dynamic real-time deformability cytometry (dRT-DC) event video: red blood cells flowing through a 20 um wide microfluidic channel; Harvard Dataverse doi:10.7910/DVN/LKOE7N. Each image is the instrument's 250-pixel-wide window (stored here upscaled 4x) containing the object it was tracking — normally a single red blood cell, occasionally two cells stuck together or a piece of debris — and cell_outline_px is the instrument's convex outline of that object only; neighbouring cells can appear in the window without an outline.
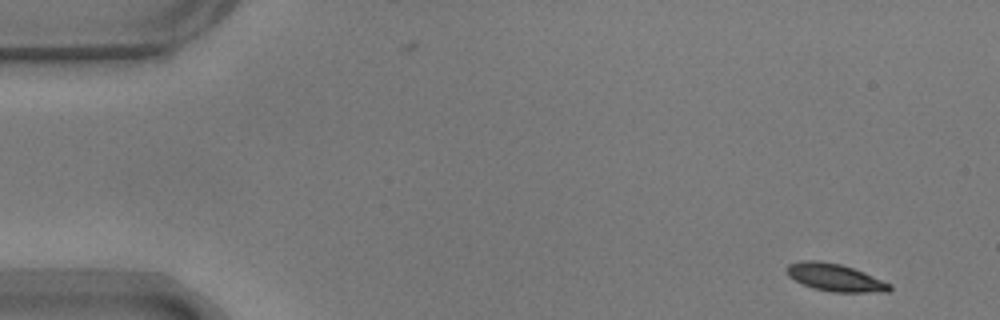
{"species": "common noctule bat (a hibernating species)", "species_latin": "Nyctalus noctula", "temperature_condition": "warm", "stored_images_in_passage": 52, "camera_frame_rate_fps": 3000, "um_per_image_px": 0.085, "animal": {"sex": "male", "body_mass_g": 17.9}, "frame": {"image": 1, "passage_image": 1, "time_ms": 0.0, "image_size_px": [1000, 320], "cell_outline_px": [[892, 288], [888, 292], [832, 292], [812, 288], [788, 276], [784, 268], [788, 264], [800, 260], [820, 260], [840, 264], [852, 268], [892, 284]], "centroid_in_image_um": [70.94, 23.58], "position_along_channel_um": 14.1, "area_um2": 16.53}}
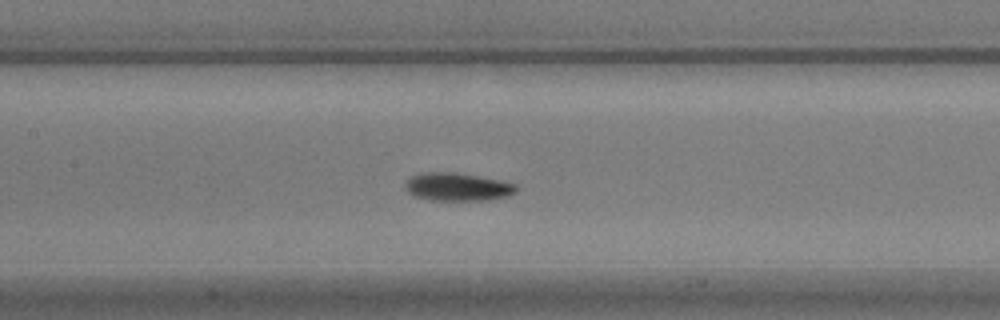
{"frame": {"image": 2, "passage_image": 23, "time_ms": 7.333, "image_size_px": [1000, 320], "cell_outline_px": [[516, 192], [508, 196], [488, 200], [428, 200], [412, 196], [404, 188], [404, 184], [412, 176], [424, 172], [452, 172], [500, 180], [516, 184]], "centroid_in_image_um": [38.85, 15.89], "position_along_channel_um": 168.5, "area_um2": 18.15}}
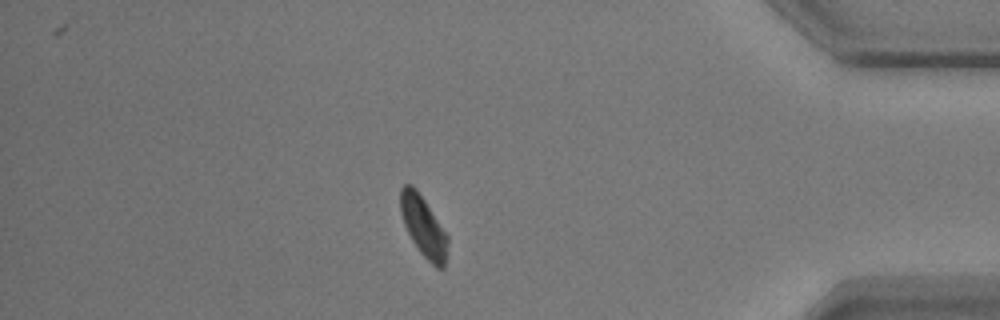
{"frame": {"image": 3, "passage_image": 45, "time_ms": 14.667, "image_size_px": [1000, 320], "cell_outline_px": [[448, 240], [444, 268], [436, 268], [420, 252], [412, 240], [404, 224], [400, 212], [400, 188], [404, 184], [412, 184], [416, 188], [448, 236]], "centroid_in_image_um": [35.97, 19.23], "position_along_channel_um": 399.2, "area_um2": 16.42}, "authors_computed_cell_mechanics": {"area_um2": 17.1666, "velocity_mm_per_s": 3.649, "shape_relaxation_time_tau1_ms": 2.635, "shape_relaxation_time_tau2_ms": null, "deformation_change_tau1": 0.126, "deformation_change_tau2": null}}